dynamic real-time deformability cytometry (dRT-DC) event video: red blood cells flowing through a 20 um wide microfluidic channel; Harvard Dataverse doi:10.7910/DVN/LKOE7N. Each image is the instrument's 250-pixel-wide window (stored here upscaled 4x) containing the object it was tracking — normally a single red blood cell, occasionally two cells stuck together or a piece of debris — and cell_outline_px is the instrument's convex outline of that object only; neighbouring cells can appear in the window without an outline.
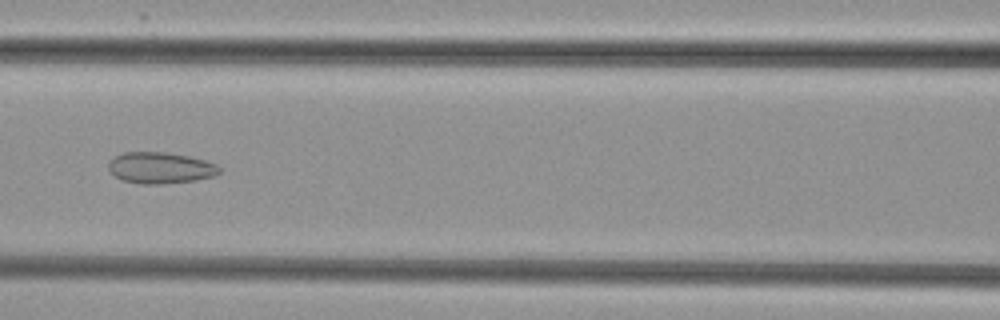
{"species": "common noctule bat (a hibernating species)", "species_latin": "Nyctalus noctula", "temperature_condition": "cold", "stored_images_in_passage": 9, "camera_frame_rate_fps": 3000, "um_per_image_px": 0.085, "animal": {"sex": "female", "body_mass_g": 29.2, "forearm_length_mm": 56.3}, "frame": {"image": 1, "passage_image": 7, "time_ms": 8.0, "image_size_px": [1000, 320], "cell_outline_px": [[220, 172], [216, 176], [196, 180], [160, 184], [140, 184], [120, 180], [108, 168], [108, 164], [116, 156], [124, 152], [168, 152], [188, 156], [204, 160], [216, 164], [220, 168]], "centroid_in_image_um": [13.65, 14.27], "position_along_channel_um": 152.9, "area_um2": 20.23}}
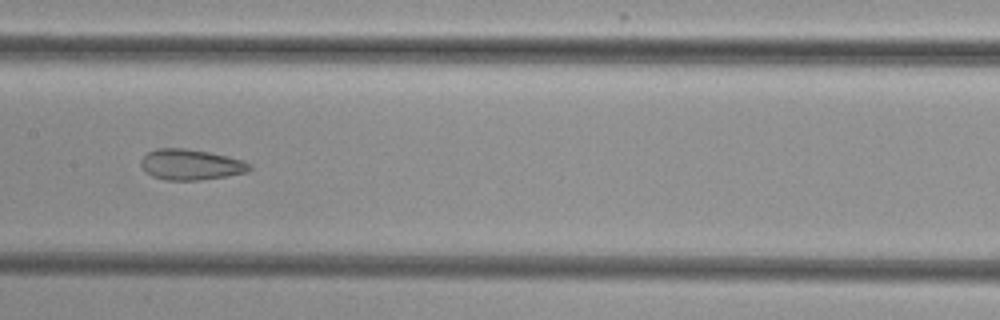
{"frame": {"image": 2, "passage_image": 8, "time_ms": 9.0, "image_size_px": [1000, 320], "cell_outline_px": [[252, 168], [248, 172], [228, 176], [200, 180], [164, 180], [152, 176], [140, 164], [140, 160], [148, 152], [156, 148], [184, 148], [208, 152], [240, 160], [248, 164]], "centroid_in_image_um": [16.19, 14.0], "position_along_channel_um": 191.2, "area_um2": 19.19}}
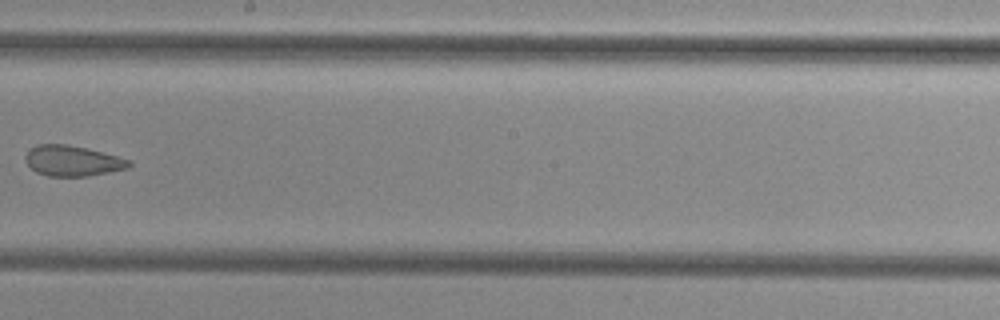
{"frame": {"image": 3, "passage_image": 9, "time_ms": 10.333, "image_size_px": [1000, 320], "cell_outline_px": [[132, 164], [128, 168], [88, 176], [48, 176], [36, 172], [24, 160], [24, 156], [28, 148], [36, 144], [64, 144], [84, 148], [132, 160]], "centroid_in_image_um": [6.12, 13.67], "position_along_channel_um": 242.1, "area_um2": 18.38}}